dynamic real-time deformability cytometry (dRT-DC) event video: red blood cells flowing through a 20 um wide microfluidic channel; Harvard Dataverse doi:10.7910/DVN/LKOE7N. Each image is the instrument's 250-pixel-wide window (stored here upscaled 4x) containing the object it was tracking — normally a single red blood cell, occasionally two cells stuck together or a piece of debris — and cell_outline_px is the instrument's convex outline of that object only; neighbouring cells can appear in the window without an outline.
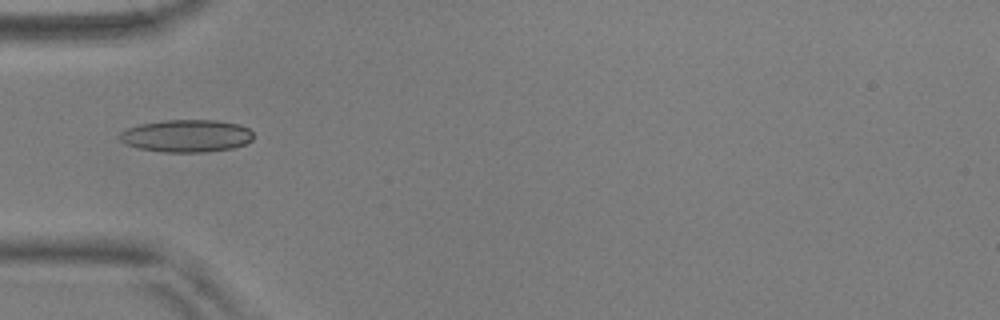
{"species": "common noctule bat (a hibernating species)", "species_latin": "Nyctalus noctula", "temperature_condition": "warm", "stored_images_in_passage": 38, "camera_frame_rate_fps": 3000, "um_per_image_px": 0.085, "animal": {"sex": "male", "body_mass_g": 17.9, "forearm_length_mm": 54.2}, "frame": {"image": 1, "passage_image": 1, "time_ms": 0.0, "image_size_px": [1000, 320], "cell_outline_px": [[252, 140], [244, 144], [232, 148], [204, 152], [164, 152], [140, 148], [128, 144], [120, 140], [120, 132], [128, 128], [140, 124], [164, 120], [216, 120], [240, 124], [248, 128], [252, 132]], "centroid_in_image_um": [15.88, 11.54], "position_along_channel_um": 69.1, "area_um2": 25.14}}
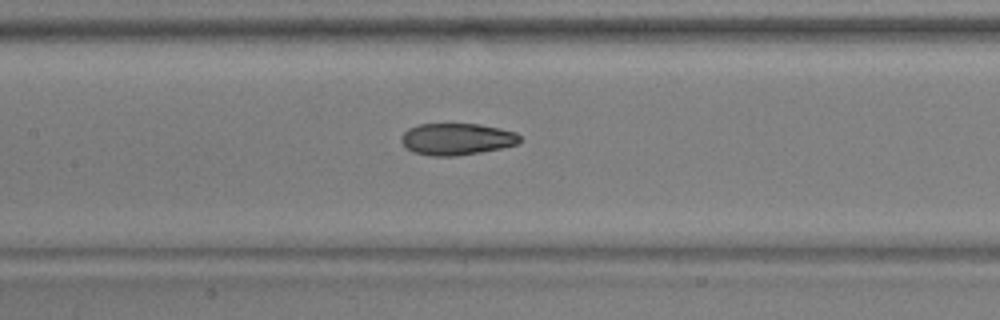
{"frame": {"image": 2, "passage_image": 9, "time_ms": 2.667, "image_size_px": [1000, 320], "cell_outline_px": [[520, 140], [516, 144], [500, 148], [480, 152], [456, 156], [432, 156], [412, 152], [400, 140], [400, 136], [408, 128], [420, 124], [480, 124], [500, 128], [516, 132], [520, 136]], "centroid_in_image_um": [38.8, 11.82], "position_along_channel_um": 168.6, "area_um2": 21.91}}
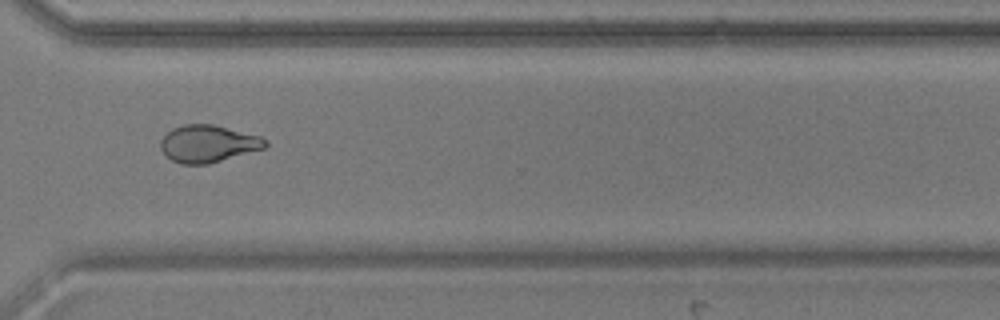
{"frame": {"image": 3, "passage_image": 24, "time_ms": 7.667, "image_size_px": [1000, 320], "cell_outline_px": [[268, 144], [264, 148], [208, 164], [180, 164], [172, 160], [160, 148], [160, 140], [172, 128], [184, 124], [212, 124], [260, 136], [268, 140]], "centroid_in_image_um": [17.68, 12.21], "position_along_channel_um": 352.9, "area_um2": 22.54}}